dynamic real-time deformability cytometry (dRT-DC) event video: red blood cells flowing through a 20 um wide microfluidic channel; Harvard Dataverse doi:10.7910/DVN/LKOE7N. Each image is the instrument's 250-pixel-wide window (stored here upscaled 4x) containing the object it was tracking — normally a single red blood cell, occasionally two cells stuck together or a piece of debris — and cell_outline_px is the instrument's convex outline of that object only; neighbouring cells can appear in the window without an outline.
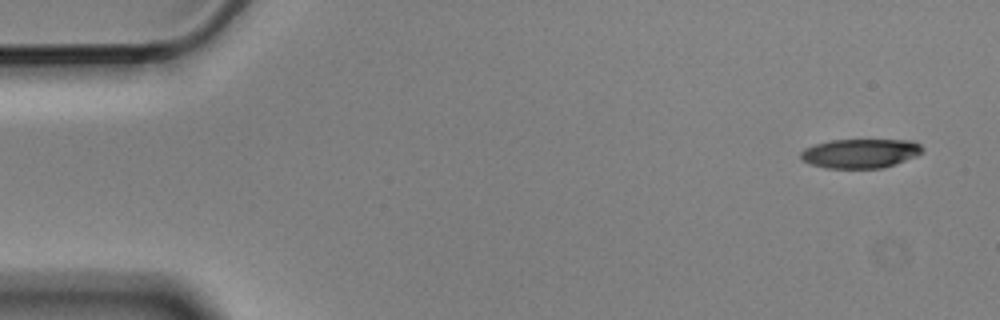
{"species": "Egyptian fruit bat (a non-hibernating species)", "species_latin": "Rousettus aegyptiacus", "temperature_condition": "cold", "stored_images_in_passage": 7, "camera_frame_rate_fps": 3000, "um_per_image_px": 0.085, "animal": {"sex": "male"}, "frame": {"image": 1, "passage_image": 1, "time_ms": 0.0, "image_size_px": [1000, 320], "cell_outline_px": [[924, 152], [916, 156], [884, 168], [824, 168], [808, 164], [800, 156], [800, 152], [804, 148], [816, 144], [832, 140], [912, 140], [920, 144], [924, 148]], "centroid_in_image_um": [73.14, 13.04], "position_along_channel_um": 11.9, "area_um2": 20.87}}
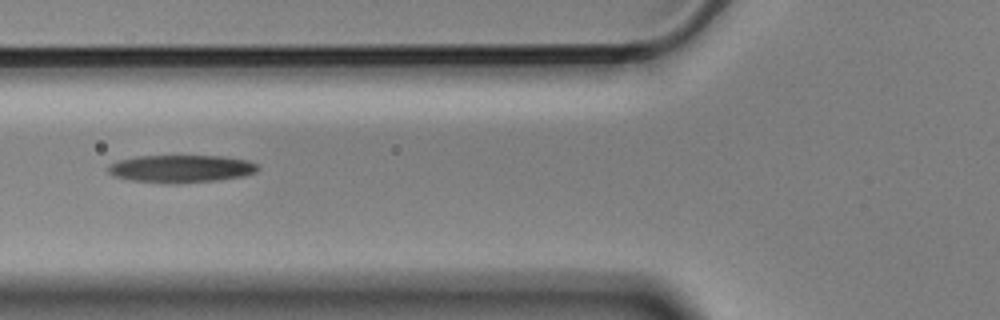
{"frame": {"image": 2, "passage_image": 6, "time_ms": 1.667, "image_size_px": [1000, 320], "cell_outline_px": [[260, 168], [256, 172], [244, 176], [220, 180], [132, 180], [116, 176], [108, 172], [108, 164], [116, 160], [136, 156], [224, 156], [248, 160], [256, 164]], "centroid_in_image_um": [15.43, 14.28], "position_along_channel_um": 110.4, "area_um2": 23.0}}
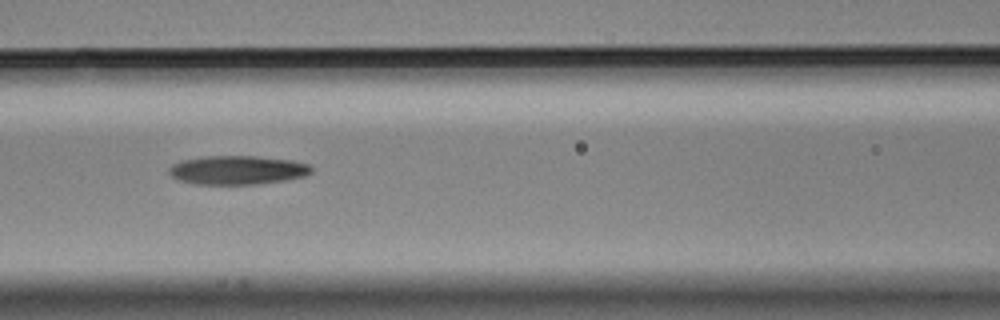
{"frame": {"image": 3, "passage_image": 7, "time_ms": 2.0, "image_size_px": [1000, 320], "cell_outline_px": [[312, 172], [304, 176], [284, 180], [256, 184], [196, 184], [180, 180], [172, 176], [168, 172], [168, 168], [172, 164], [180, 160], [200, 156], [256, 156], [292, 160], [308, 164], [312, 168]], "centroid_in_image_um": [20.15, 14.44], "position_along_channel_um": 146.5, "area_um2": 23.99}}